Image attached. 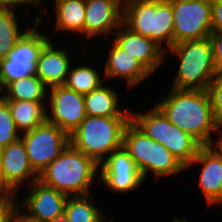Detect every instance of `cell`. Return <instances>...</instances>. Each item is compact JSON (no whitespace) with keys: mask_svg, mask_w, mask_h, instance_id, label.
Masks as SVG:
<instances>
[{"mask_svg":"<svg viewBox=\"0 0 222 222\" xmlns=\"http://www.w3.org/2000/svg\"><path fill=\"white\" fill-rule=\"evenodd\" d=\"M114 34L116 37L113 41L138 59L152 74L165 63V51L148 37L131 31L123 23Z\"/></svg>","mask_w":222,"mask_h":222,"instance_id":"cell-15","label":"cell"},{"mask_svg":"<svg viewBox=\"0 0 222 222\" xmlns=\"http://www.w3.org/2000/svg\"><path fill=\"white\" fill-rule=\"evenodd\" d=\"M111 44L112 48L108 52L103 78L112 80L118 77L126 81L128 88H135L153 75L138 59L124 51L114 41Z\"/></svg>","mask_w":222,"mask_h":222,"instance_id":"cell-16","label":"cell"},{"mask_svg":"<svg viewBox=\"0 0 222 222\" xmlns=\"http://www.w3.org/2000/svg\"><path fill=\"white\" fill-rule=\"evenodd\" d=\"M207 91L211 99L215 120L222 128V72L216 73Z\"/></svg>","mask_w":222,"mask_h":222,"instance_id":"cell-29","label":"cell"},{"mask_svg":"<svg viewBox=\"0 0 222 222\" xmlns=\"http://www.w3.org/2000/svg\"><path fill=\"white\" fill-rule=\"evenodd\" d=\"M56 46L57 43L50 40L43 47L37 61L36 76L48 87L63 85L72 65L69 50Z\"/></svg>","mask_w":222,"mask_h":222,"instance_id":"cell-18","label":"cell"},{"mask_svg":"<svg viewBox=\"0 0 222 222\" xmlns=\"http://www.w3.org/2000/svg\"><path fill=\"white\" fill-rule=\"evenodd\" d=\"M17 212L14 195L0 194V222H14Z\"/></svg>","mask_w":222,"mask_h":222,"instance_id":"cell-30","label":"cell"},{"mask_svg":"<svg viewBox=\"0 0 222 222\" xmlns=\"http://www.w3.org/2000/svg\"><path fill=\"white\" fill-rule=\"evenodd\" d=\"M175 126L190 134L202 146L212 142V133L222 134L216 122L207 90L171 88L155 105Z\"/></svg>","mask_w":222,"mask_h":222,"instance_id":"cell-1","label":"cell"},{"mask_svg":"<svg viewBox=\"0 0 222 222\" xmlns=\"http://www.w3.org/2000/svg\"><path fill=\"white\" fill-rule=\"evenodd\" d=\"M220 136L219 139L213 140L208 147L219 157L222 163V134Z\"/></svg>","mask_w":222,"mask_h":222,"instance_id":"cell-33","label":"cell"},{"mask_svg":"<svg viewBox=\"0 0 222 222\" xmlns=\"http://www.w3.org/2000/svg\"><path fill=\"white\" fill-rule=\"evenodd\" d=\"M29 187L30 190L21 203L17 194L14 195L18 209H25L22 214L40 222H63L65 204L69 196L39 180L31 183Z\"/></svg>","mask_w":222,"mask_h":222,"instance_id":"cell-10","label":"cell"},{"mask_svg":"<svg viewBox=\"0 0 222 222\" xmlns=\"http://www.w3.org/2000/svg\"><path fill=\"white\" fill-rule=\"evenodd\" d=\"M122 146L146 180L150 172L152 139L130 121L123 132Z\"/></svg>","mask_w":222,"mask_h":222,"instance_id":"cell-19","label":"cell"},{"mask_svg":"<svg viewBox=\"0 0 222 222\" xmlns=\"http://www.w3.org/2000/svg\"><path fill=\"white\" fill-rule=\"evenodd\" d=\"M48 88L47 85L34 75L11 82L3 92L0 93V96L4 100L45 102L48 96Z\"/></svg>","mask_w":222,"mask_h":222,"instance_id":"cell-23","label":"cell"},{"mask_svg":"<svg viewBox=\"0 0 222 222\" xmlns=\"http://www.w3.org/2000/svg\"><path fill=\"white\" fill-rule=\"evenodd\" d=\"M185 169V166L176 159L167 148L152 139V153L150 161V173L156 177H167L179 174Z\"/></svg>","mask_w":222,"mask_h":222,"instance_id":"cell-27","label":"cell"},{"mask_svg":"<svg viewBox=\"0 0 222 222\" xmlns=\"http://www.w3.org/2000/svg\"><path fill=\"white\" fill-rule=\"evenodd\" d=\"M173 9V45L212 33L211 0H169Z\"/></svg>","mask_w":222,"mask_h":222,"instance_id":"cell-9","label":"cell"},{"mask_svg":"<svg viewBox=\"0 0 222 222\" xmlns=\"http://www.w3.org/2000/svg\"><path fill=\"white\" fill-rule=\"evenodd\" d=\"M91 195L69 196L63 222H107V216L95 205Z\"/></svg>","mask_w":222,"mask_h":222,"instance_id":"cell-24","label":"cell"},{"mask_svg":"<svg viewBox=\"0 0 222 222\" xmlns=\"http://www.w3.org/2000/svg\"><path fill=\"white\" fill-rule=\"evenodd\" d=\"M99 165L71 144L40 174L39 181L68 196L89 195ZM97 176V177H96Z\"/></svg>","mask_w":222,"mask_h":222,"instance_id":"cell-2","label":"cell"},{"mask_svg":"<svg viewBox=\"0 0 222 222\" xmlns=\"http://www.w3.org/2000/svg\"><path fill=\"white\" fill-rule=\"evenodd\" d=\"M18 6L20 8L23 6L18 0H0V10H8Z\"/></svg>","mask_w":222,"mask_h":222,"instance_id":"cell-34","label":"cell"},{"mask_svg":"<svg viewBox=\"0 0 222 222\" xmlns=\"http://www.w3.org/2000/svg\"><path fill=\"white\" fill-rule=\"evenodd\" d=\"M19 133L8 104L0 96V148L6 147L20 139L21 135Z\"/></svg>","mask_w":222,"mask_h":222,"instance_id":"cell-28","label":"cell"},{"mask_svg":"<svg viewBox=\"0 0 222 222\" xmlns=\"http://www.w3.org/2000/svg\"><path fill=\"white\" fill-rule=\"evenodd\" d=\"M176 54L179 67L171 88L188 90H208L216 75L212 44L209 37L187 40L165 50Z\"/></svg>","mask_w":222,"mask_h":222,"instance_id":"cell-5","label":"cell"},{"mask_svg":"<svg viewBox=\"0 0 222 222\" xmlns=\"http://www.w3.org/2000/svg\"><path fill=\"white\" fill-rule=\"evenodd\" d=\"M131 121L151 139L164 145L185 167L202 147L190 134L173 125L155 105L144 113L131 111Z\"/></svg>","mask_w":222,"mask_h":222,"instance_id":"cell-6","label":"cell"},{"mask_svg":"<svg viewBox=\"0 0 222 222\" xmlns=\"http://www.w3.org/2000/svg\"><path fill=\"white\" fill-rule=\"evenodd\" d=\"M85 112L89 116H131V110L124 112L118 106V94L114 89L102 84L99 88L84 95Z\"/></svg>","mask_w":222,"mask_h":222,"instance_id":"cell-20","label":"cell"},{"mask_svg":"<svg viewBox=\"0 0 222 222\" xmlns=\"http://www.w3.org/2000/svg\"><path fill=\"white\" fill-rule=\"evenodd\" d=\"M22 5H34V6H38L39 8H41L42 4L41 1L42 0H18Z\"/></svg>","mask_w":222,"mask_h":222,"instance_id":"cell-36","label":"cell"},{"mask_svg":"<svg viewBox=\"0 0 222 222\" xmlns=\"http://www.w3.org/2000/svg\"><path fill=\"white\" fill-rule=\"evenodd\" d=\"M48 96L50 112L46 109V121L60 127L66 134H72L87 116L84 95L64 85H56L48 88Z\"/></svg>","mask_w":222,"mask_h":222,"instance_id":"cell-11","label":"cell"},{"mask_svg":"<svg viewBox=\"0 0 222 222\" xmlns=\"http://www.w3.org/2000/svg\"><path fill=\"white\" fill-rule=\"evenodd\" d=\"M14 10L15 8L0 10V60L6 58L17 41L27 31L19 29L18 15Z\"/></svg>","mask_w":222,"mask_h":222,"instance_id":"cell-26","label":"cell"},{"mask_svg":"<svg viewBox=\"0 0 222 222\" xmlns=\"http://www.w3.org/2000/svg\"><path fill=\"white\" fill-rule=\"evenodd\" d=\"M196 163L202 165L198 182L207 203L209 205L222 204L221 160L208 146H202L185 169Z\"/></svg>","mask_w":222,"mask_h":222,"instance_id":"cell-17","label":"cell"},{"mask_svg":"<svg viewBox=\"0 0 222 222\" xmlns=\"http://www.w3.org/2000/svg\"><path fill=\"white\" fill-rule=\"evenodd\" d=\"M172 222H188V220L185 219V218L184 219L183 218L179 219L178 217L177 218L174 217V220Z\"/></svg>","mask_w":222,"mask_h":222,"instance_id":"cell-37","label":"cell"},{"mask_svg":"<svg viewBox=\"0 0 222 222\" xmlns=\"http://www.w3.org/2000/svg\"><path fill=\"white\" fill-rule=\"evenodd\" d=\"M21 139L0 148V194L15 195L19 186L38 180Z\"/></svg>","mask_w":222,"mask_h":222,"instance_id":"cell-12","label":"cell"},{"mask_svg":"<svg viewBox=\"0 0 222 222\" xmlns=\"http://www.w3.org/2000/svg\"><path fill=\"white\" fill-rule=\"evenodd\" d=\"M34 22L33 28L25 27L27 31L6 58L0 60V92L13 81L36 75L40 53L53 39L38 31L37 27L42 22L39 16H35Z\"/></svg>","mask_w":222,"mask_h":222,"instance_id":"cell-7","label":"cell"},{"mask_svg":"<svg viewBox=\"0 0 222 222\" xmlns=\"http://www.w3.org/2000/svg\"><path fill=\"white\" fill-rule=\"evenodd\" d=\"M124 0H85L84 36H110L123 23Z\"/></svg>","mask_w":222,"mask_h":222,"instance_id":"cell-14","label":"cell"},{"mask_svg":"<svg viewBox=\"0 0 222 222\" xmlns=\"http://www.w3.org/2000/svg\"><path fill=\"white\" fill-rule=\"evenodd\" d=\"M131 116H89L70 134V144L100 165L122 147L123 132Z\"/></svg>","mask_w":222,"mask_h":222,"instance_id":"cell-3","label":"cell"},{"mask_svg":"<svg viewBox=\"0 0 222 222\" xmlns=\"http://www.w3.org/2000/svg\"><path fill=\"white\" fill-rule=\"evenodd\" d=\"M19 132L25 133L46 121V103L26 100H5Z\"/></svg>","mask_w":222,"mask_h":222,"instance_id":"cell-22","label":"cell"},{"mask_svg":"<svg viewBox=\"0 0 222 222\" xmlns=\"http://www.w3.org/2000/svg\"><path fill=\"white\" fill-rule=\"evenodd\" d=\"M99 182L112 192L128 193L143 186L144 178L123 146L99 165Z\"/></svg>","mask_w":222,"mask_h":222,"instance_id":"cell-13","label":"cell"},{"mask_svg":"<svg viewBox=\"0 0 222 222\" xmlns=\"http://www.w3.org/2000/svg\"><path fill=\"white\" fill-rule=\"evenodd\" d=\"M217 73L222 72V33L212 32L209 36Z\"/></svg>","mask_w":222,"mask_h":222,"instance_id":"cell-31","label":"cell"},{"mask_svg":"<svg viewBox=\"0 0 222 222\" xmlns=\"http://www.w3.org/2000/svg\"><path fill=\"white\" fill-rule=\"evenodd\" d=\"M56 30L84 35L85 0H55Z\"/></svg>","mask_w":222,"mask_h":222,"instance_id":"cell-21","label":"cell"},{"mask_svg":"<svg viewBox=\"0 0 222 222\" xmlns=\"http://www.w3.org/2000/svg\"><path fill=\"white\" fill-rule=\"evenodd\" d=\"M123 24L164 51L173 46V9L169 0H125Z\"/></svg>","mask_w":222,"mask_h":222,"instance_id":"cell-4","label":"cell"},{"mask_svg":"<svg viewBox=\"0 0 222 222\" xmlns=\"http://www.w3.org/2000/svg\"><path fill=\"white\" fill-rule=\"evenodd\" d=\"M21 135L29 163L38 176L70 144V135L47 121Z\"/></svg>","mask_w":222,"mask_h":222,"instance_id":"cell-8","label":"cell"},{"mask_svg":"<svg viewBox=\"0 0 222 222\" xmlns=\"http://www.w3.org/2000/svg\"><path fill=\"white\" fill-rule=\"evenodd\" d=\"M22 212H23V210L18 209V212H17L14 222H40V221H35V220H32V219L24 216L23 214H21Z\"/></svg>","mask_w":222,"mask_h":222,"instance_id":"cell-35","label":"cell"},{"mask_svg":"<svg viewBox=\"0 0 222 222\" xmlns=\"http://www.w3.org/2000/svg\"><path fill=\"white\" fill-rule=\"evenodd\" d=\"M212 32L222 33V0H211Z\"/></svg>","mask_w":222,"mask_h":222,"instance_id":"cell-32","label":"cell"},{"mask_svg":"<svg viewBox=\"0 0 222 222\" xmlns=\"http://www.w3.org/2000/svg\"><path fill=\"white\" fill-rule=\"evenodd\" d=\"M103 80L104 78L102 79L97 69L95 70L92 66L82 64L81 66H70L63 85L76 93L85 95L104 84Z\"/></svg>","mask_w":222,"mask_h":222,"instance_id":"cell-25","label":"cell"}]
</instances>
